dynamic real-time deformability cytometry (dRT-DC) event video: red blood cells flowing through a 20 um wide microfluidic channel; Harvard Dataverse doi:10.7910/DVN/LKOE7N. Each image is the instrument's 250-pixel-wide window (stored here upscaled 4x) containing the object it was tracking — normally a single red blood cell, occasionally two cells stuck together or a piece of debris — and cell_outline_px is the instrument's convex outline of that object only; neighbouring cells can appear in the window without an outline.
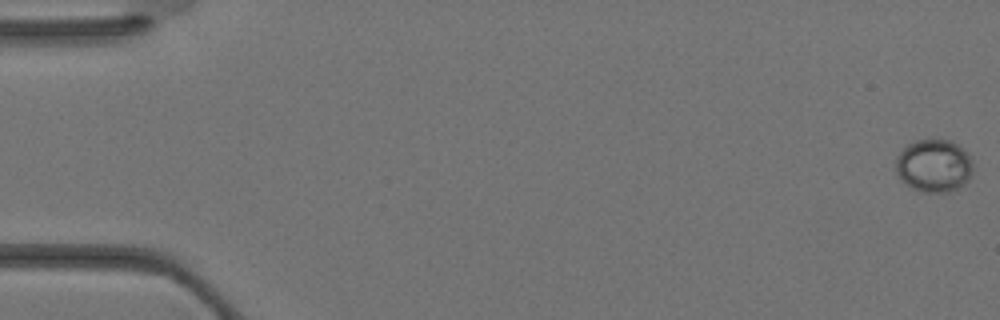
{"species": "Egyptian fruit bat (a non-hibernating species)", "species_latin": "Rousettus aegyptiacus", "temperature_condition": "warm", "stored_images_in_passage": 37, "camera_frame_rate_fps": 3000, "um_per_image_px": 0.085, "animal": {"sex": "female"}, "frame": {"image": 1, "passage_image": 1, "time_ms": 0.0, "image_size_px": [1000, 320], "cell_outline_px": [[972, 172], [968, 180], [964, 184], [948, 192], [920, 192], [912, 188], [900, 180], [896, 172], [896, 156], [908, 144], [916, 140], [952, 140], [968, 152], [972, 156]], "centroid_in_image_um": [79.39, 14.08], "position_along_channel_um": 5.6, "area_um2": 23.99}}
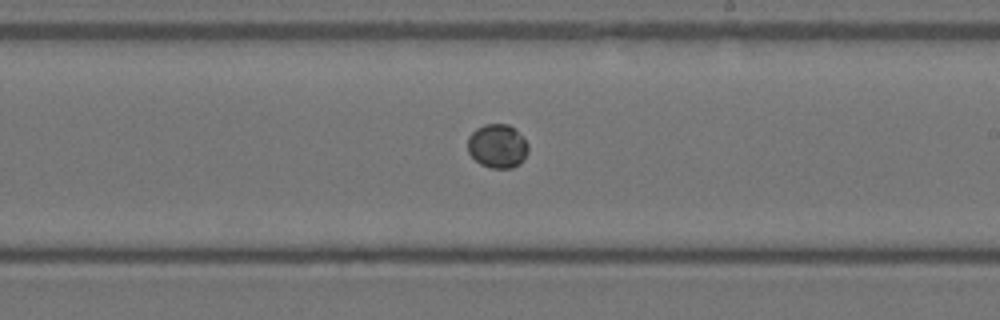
{"frame": {"image": 2, "passage_image": 22, "time_ms": 7.0, "image_size_px": [1000, 320], "cell_outline_px": [[528, 152], [524, 160], [520, 164], [512, 168], [492, 168], [480, 164], [468, 152], [468, 136], [476, 128], [484, 124], [508, 124], [516, 128], [524, 136], [528, 144]], "centroid_in_image_um": [42.32, 12.4], "position_along_channel_um": 246.7, "area_um2": 15.78}}
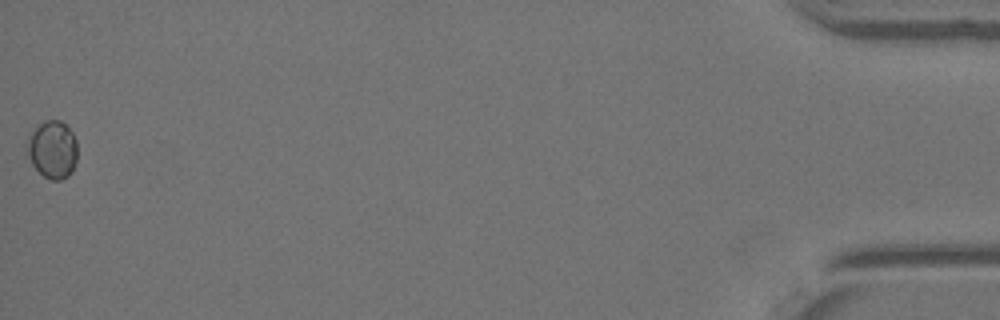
{"frame": {"image": 3, "passage_image": 37, "time_ms": 12.0, "image_size_px": [1000, 320], "cell_outline_px": [[76, 160], [72, 172], [68, 176], [60, 180], [52, 180], [44, 176], [32, 164], [24, 148], [24, 144], [28, 136], [44, 120], [60, 120], [72, 132], [76, 140]], "centroid_in_image_um": [4.43, 12.71], "position_along_channel_um": 430.8, "area_um2": 16.99}}